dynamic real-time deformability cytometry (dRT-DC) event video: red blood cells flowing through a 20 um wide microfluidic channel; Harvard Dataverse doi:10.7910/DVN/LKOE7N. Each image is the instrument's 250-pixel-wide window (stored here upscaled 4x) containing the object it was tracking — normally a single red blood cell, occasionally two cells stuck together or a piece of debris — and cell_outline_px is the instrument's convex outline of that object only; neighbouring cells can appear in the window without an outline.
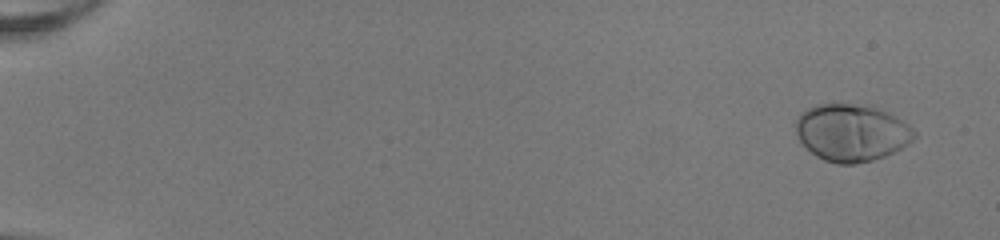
{"species": "human", "species_latin": "Homo sapiens", "temperature_condition": "room temperature", "stored_images_in_passage": 51, "camera_frame_rate_fps": 3000, "um_per_image_px": 0.085, "donor": {"sex": "female"}, "frame": {"image": 1, "passage_image": 1, "time_ms": 0.0, "image_size_px": [1000, 240], "cell_outline_px": [[916, 136], [908, 144], [896, 152], [872, 160], [856, 164], [836, 164], [824, 160], [816, 156], [800, 140], [796, 132], [796, 120], [800, 112], [816, 104], [848, 104], [872, 108], [888, 112], [908, 124], [916, 132]], "centroid_in_image_um": [72.38, 11.29], "position_along_channel_um": 12.6, "area_um2": 39.19}}
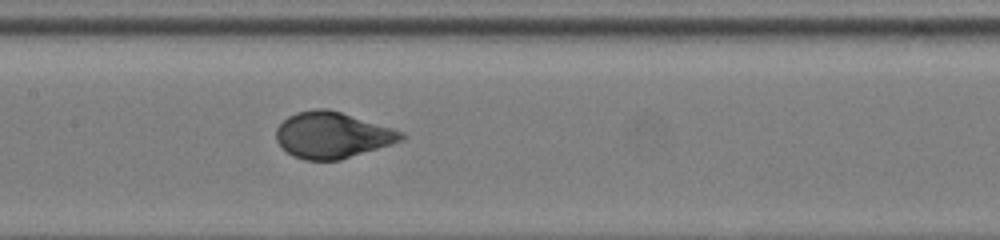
{"frame": {"image": 2, "passage_image": 26, "time_ms": 8.333, "image_size_px": [1000, 240], "cell_outline_px": [[408, 136], [404, 140], [392, 144], [340, 160], [304, 160], [292, 156], [276, 140], [276, 128], [288, 116], [296, 112], [312, 108], [328, 108], [392, 128], [404, 132]], "centroid_in_image_um": [28.26, 11.48], "position_along_channel_um": 179.1, "area_um2": 33.76}}
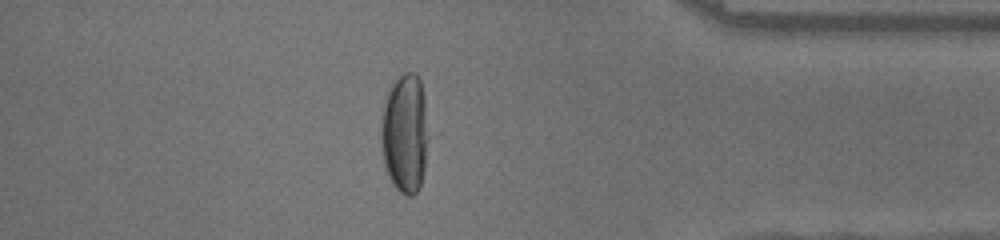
{"frame": {"image": 3, "passage_image": 44, "time_ms": 14.333, "image_size_px": [1000, 240], "cell_outline_px": [[432, 136], [424, 172], [420, 184], [416, 192], [412, 196], [404, 196], [392, 184], [384, 168], [380, 144], [380, 120], [384, 96], [392, 80], [404, 72], [412, 72], [420, 80]], "centroid_in_image_um": [34.42, 11.33], "position_along_channel_um": 400.8, "area_um2": 34.85}}